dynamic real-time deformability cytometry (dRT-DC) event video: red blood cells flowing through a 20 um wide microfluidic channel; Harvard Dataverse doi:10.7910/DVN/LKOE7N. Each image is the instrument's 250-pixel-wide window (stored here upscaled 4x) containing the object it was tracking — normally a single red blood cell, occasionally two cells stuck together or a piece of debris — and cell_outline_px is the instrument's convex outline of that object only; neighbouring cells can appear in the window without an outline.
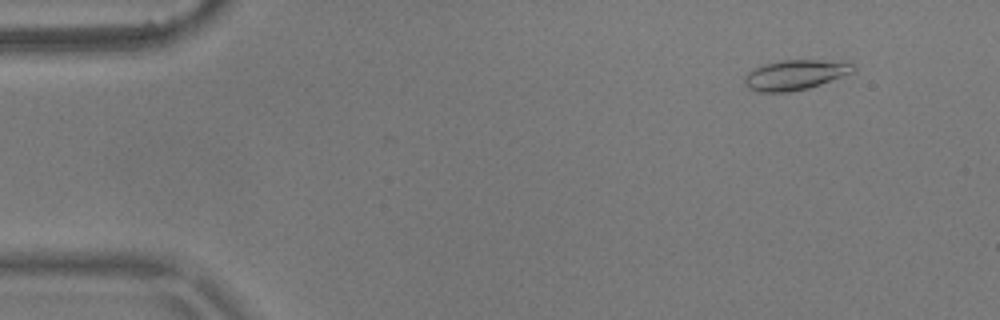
{"species": "common noctule bat (a hibernating species)", "species_latin": "Nyctalus noctula", "temperature_condition": "warm", "stored_images_in_passage": 3, "camera_frame_rate_fps": 3000, "um_per_image_px": 0.085, "animal": {"sex": "male", "body_mass_g": 17.9}, "frame": {"image": 1, "passage_image": 1, "time_ms": 0.0, "image_size_px": [1000, 320], "cell_outline_px": [[856, 68], [852, 72], [820, 84], [808, 88], [788, 92], [760, 92], [748, 88], [744, 84], [744, 76], [752, 68], [764, 64], [784, 60], [820, 60], [856, 64]], "centroid_in_image_um": [67.53, 6.36], "position_along_channel_um": 17.5, "area_um2": 18.84}}